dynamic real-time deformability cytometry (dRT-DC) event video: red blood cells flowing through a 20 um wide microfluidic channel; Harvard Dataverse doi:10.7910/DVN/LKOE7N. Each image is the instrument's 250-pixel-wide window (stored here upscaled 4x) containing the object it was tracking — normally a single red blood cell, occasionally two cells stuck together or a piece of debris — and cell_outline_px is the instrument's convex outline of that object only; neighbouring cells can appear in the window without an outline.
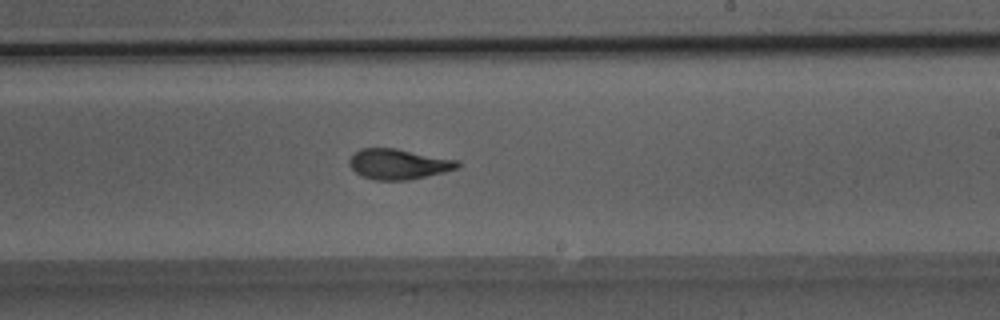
{"species": "Egyptian fruit bat (a non-hibernating species)", "species_latin": "Rousettus aegyptiacus", "temperature_condition": "room temperature", "stored_images_in_passage": 46, "camera_frame_rate_fps": 3000, "um_per_image_px": 0.085, "animal": {"sex": "male"}, "frame": {"image": 1, "passage_image": 26, "time_ms": 8.333, "image_size_px": [1000, 320], "cell_outline_px": [[460, 168], [444, 172], [408, 180], [376, 180], [360, 176], [348, 164], [348, 160], [360, 148], [396, 148], [460, 160]], "centroid_in_image_um": [33.9, 13.94], "position_along_channel_um": 255.1, "area_um2": 19.31}}
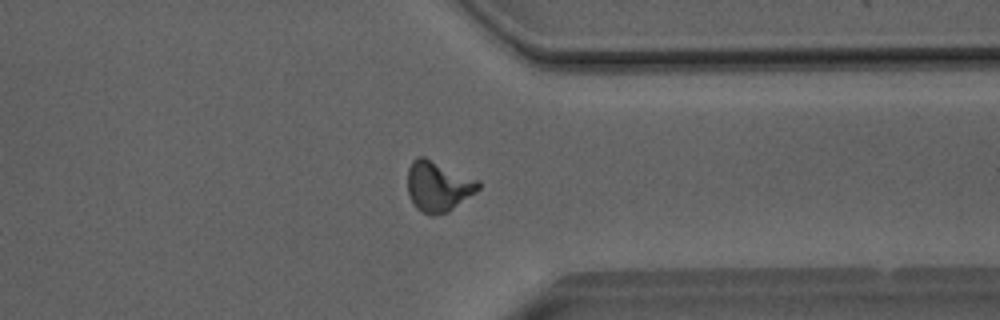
{"frame": {"image": 2, "passage_image": 35, "time_ms": 11.333, "image_size_px": [1000, 320], "cell_outline_px": [[480, 188], [476, 192], [448, 212], [436, 216], [432, 216], [416, 208], [412, 204], [408, 196], [408, 168], [412, 160], [416, 156], [424, 156], [480, 180]], "centroid_in_image_um": [37.23, 15.83], "position_along_channel_um": 374.2, "area_um2": 21.1}}
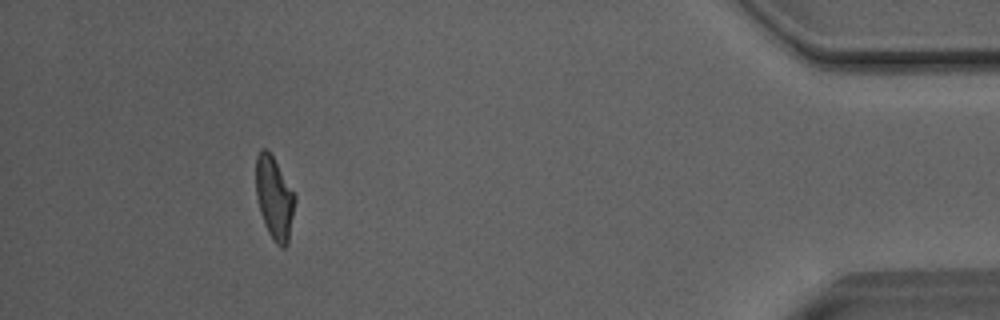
{"frame": {"image": 3, "passage_image": 42, "time_ms": 13.667, "image_size_px": [1000, 320], "cell_outline_px": [[296, 200], [288, 244], [284, 248], [280, 248], [276, 244], [268, 232], [264, 224], [260, 212], [256, 196], [256, 156], [260, 148], [264, 148], [272, 156], [296, 196]], "centroid_in_image_um": [23.32, 16.87], "position_along_channel_um": 411.9, "area_um2": 18.79}, "authors_computed_cell_mechanics": {"area_um2": 19.4786, "velocity_mm_per_s": 4.0552, "shape_relaxation_time_tau1_ms": 6.2569, "shape_relaxation_time_tau2_ms": 1.5815, "deformation_change_tau1": 0.226, "deformation_change_tau2": 0.0986}}